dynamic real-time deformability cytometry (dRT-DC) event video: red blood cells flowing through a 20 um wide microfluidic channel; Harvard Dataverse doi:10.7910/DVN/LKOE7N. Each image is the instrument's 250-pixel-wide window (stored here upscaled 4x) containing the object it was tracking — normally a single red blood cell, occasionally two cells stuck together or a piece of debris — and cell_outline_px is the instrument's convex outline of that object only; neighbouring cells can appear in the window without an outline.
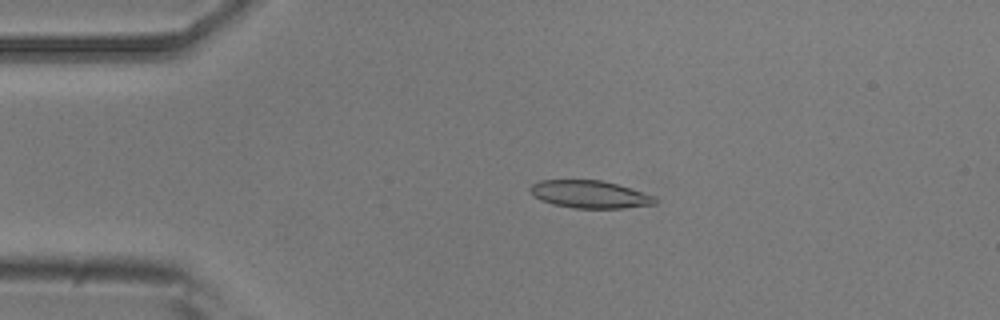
{"species": "common noctule bat (a hibernating species)", "species_latin": "Nyctalus noctula", "temperature_condition": "room temperature", "stored_images_in_passage": 42, "camera_frame_rate_fps": 3000, "um_per_image_px": 0.085, "animal": {"sex": "male", "body_mass_g": 20.5, "forearm_length_mm": 52.5}, "frame": {"image": 1, "passage_image": 2, "time_ms": 0.333, "image_size_px": [1000, 320], "cell_outline_px": [[656, 204], [624, 208], [572, 208], [552, 204], [540, 200], [532, 196], [528, 188], [532, 184], [540, 180], [600, 180], [616, 184], [656, 196]], "centroid_in_image_um": [50.09, 16.52], "position_along_channel_um": 34.9, "area_um2": 20.17}}
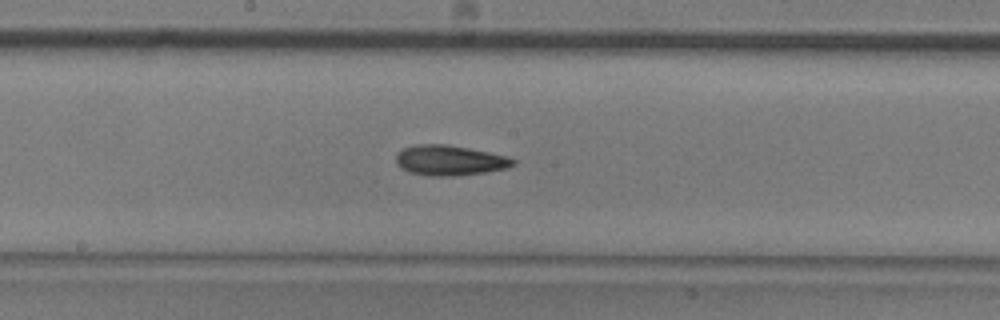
{"frame": {"image": 2, "passage_image": 18, "time_ms": 5.667, "image_size_px": [1000, 320], "cell_outline_px": [[516, 164], [508, 168], [484, 172], [456, 176], [428, 176], [408, 172], [400, 168], [396, 164], [396, 156], [404, 148], [416, 144], [448, 144], [508, 156], [516, 160]], "centroid_in_image_um": [38.23, 13.64], "position_along_channel_um": 210.0, "area_um2": 20.75}}
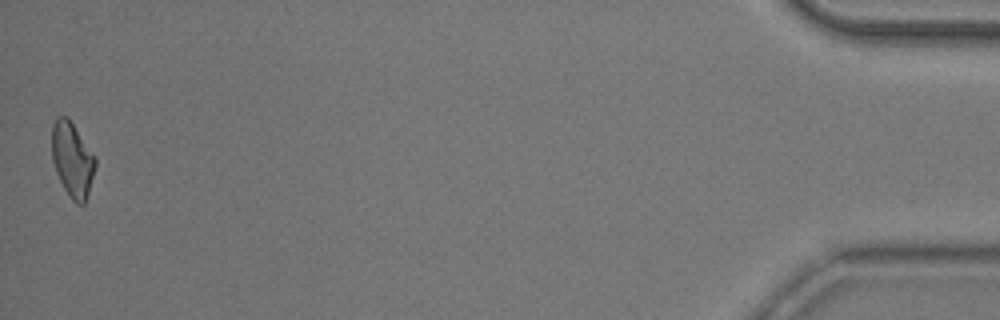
{"frame": {"image": 3, "passage_image": 42, "time_ms": 13.667, "image_size_px": [1000, 320], "cell_outline_px": [[96, 164], [88, 192], [84, 204], [76, 204], [72, 200], [64, 188], [56, 172], [52, 160], [52, 124], [56, 116], [68, 116], [96, 156]], "centroid_in_image_um": [6.14, 13.52], "position_along_channel_um": 429.1, "area_um2": 19.02}, "authors_computed_cell_mechanics": {"area_um2": 19.5653, "velocity_mm_per_s": 3.9352, "shape_relaxation_time_tau1_ms": 4.6688, "shape_relaxation_time_tau2_ms": 5.0579, "deformation_change_tau1": 0.141, "deformation_change_tau2": 0.1366}}